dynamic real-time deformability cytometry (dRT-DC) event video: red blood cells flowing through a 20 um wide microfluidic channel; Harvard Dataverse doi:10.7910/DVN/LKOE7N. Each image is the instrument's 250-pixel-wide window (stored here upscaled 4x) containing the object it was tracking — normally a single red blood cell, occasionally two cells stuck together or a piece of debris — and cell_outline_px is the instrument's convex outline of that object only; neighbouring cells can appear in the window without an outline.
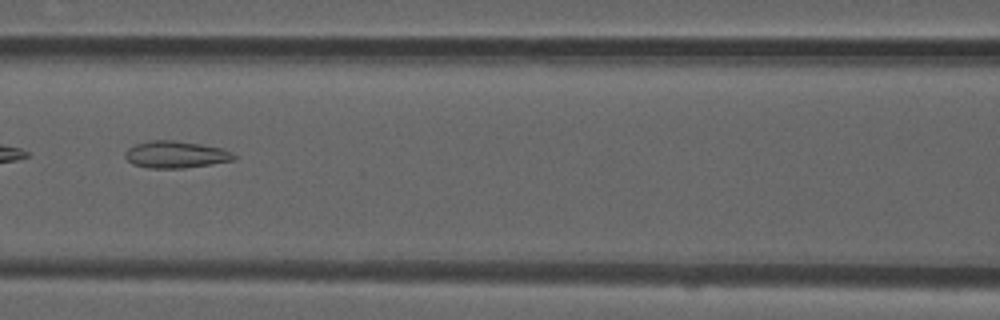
{"species": "common noctule bat (a hibernating species)", "species_latin": "Nyctalus noctula", "temperature_condition": "room temperature", "stored_images_in_passage": 52, "camera_frame_rate_fps": 3000, "um_per_image_px": 0.085, "animal": {"sex": "male", "forearm_length_mm": 52.5}, "frame": {"image": 1, "passage_image": 23, "time_ms": 7.333, "image_size_px": [1000, 320], "cell_outline_px": [[236, 160], [212, 164], [184, 168], [148, 168], [132, 164], [124, 156], [124, 152], [128, 148], [136, 144], [148, 140], [172, 140], [200, 144], [224, 148], [232, 152], [236, 156]], "centroid_in_image_um": [14.95, 13.13], "position_along_channel_um": 151.7, "area_um2": 17.28}, "authors_computed_cell_mechanics": {"area_um2": 16.3574, "velocity_mm_per_s": 3.9343, "shape_relaxation_time_tau1_ms": null, "shape_relaxation_time_tau2_ms": 2.787, "deformation_change_tau1": null, "deformation_change_tau2": 0.1178}}